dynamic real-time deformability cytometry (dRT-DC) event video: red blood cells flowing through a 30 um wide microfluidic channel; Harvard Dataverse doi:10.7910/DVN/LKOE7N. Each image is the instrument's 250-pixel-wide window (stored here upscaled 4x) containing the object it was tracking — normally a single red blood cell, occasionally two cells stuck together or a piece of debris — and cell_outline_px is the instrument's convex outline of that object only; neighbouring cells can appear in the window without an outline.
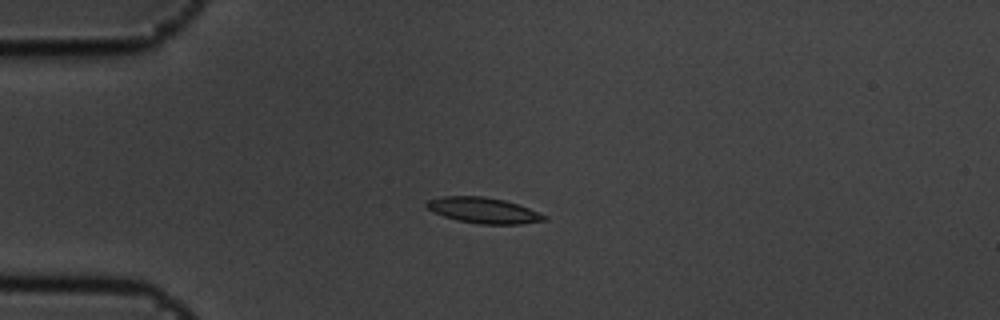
{"species": "common noctule bat (a hibernating species)", "species_latin": "Nyctalus noctula", "temperature_condition": "cold", "stored_images_in_passage": 7, "camera_frame_rate_fps": 3000, "um_per_image_px": 0.085, "animal": {"sex": "male", "body_mass_g": 19.5, "forearm_length_mm": 54.6}, "frame": {"image": 1, "passage_image": 5, "time_ms": 1.333, "image_size_px": [1000, 320], "cell_outline_px": [[548, 220], [520, 224], [476, 224], [456, 220], [432, 212], [424, 204], [428, 200], [444, 196], [484, 196], [504, 200], [528, 208], [548, 216]], "centroid_in_image_um": [41.09, 17.89], "position_along_channel_um": 43.9, "area_um2": 17.69}}
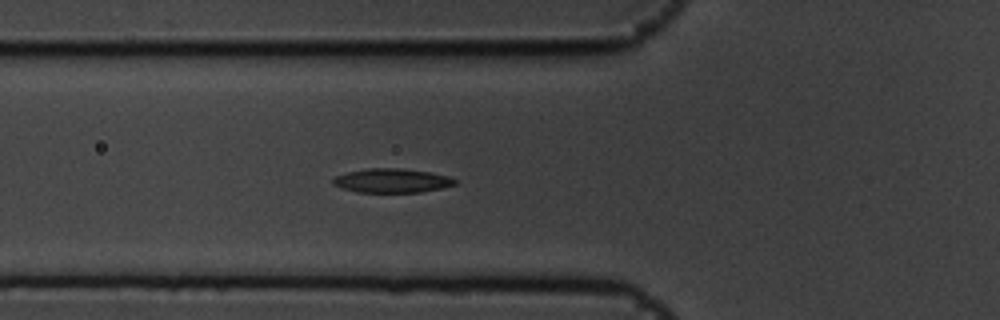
{"frame": {"image": 2, "passage_image": 7, "time_ms": 2.0, "image_size_px": [1000, 320], "cell_outline_px": [[456, 184], [440, 188], [420, 192], [356, 192], [332, 184], [332, 180], [336, 176], [348, 172], [364, 168], [400, 168], [428, 172], [448, 176], [456, 180]], "centroid_in_image_um": [33.29, 15.35], "position_along_channel_um": 92.5, "area_um2": 16.94}}